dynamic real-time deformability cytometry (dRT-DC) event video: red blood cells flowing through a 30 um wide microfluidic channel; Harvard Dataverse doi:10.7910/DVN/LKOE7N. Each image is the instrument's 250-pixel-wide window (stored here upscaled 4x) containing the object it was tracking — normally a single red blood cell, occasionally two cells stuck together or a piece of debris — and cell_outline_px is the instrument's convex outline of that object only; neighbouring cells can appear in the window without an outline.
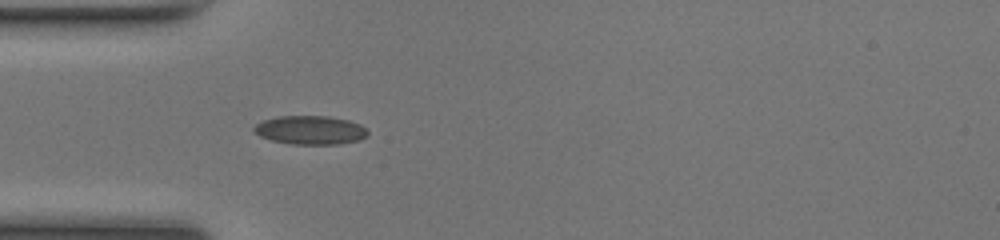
{"species": "common noctule bat (a hibernating species)", "species_latin": "Nyctalus noctula", "temperature_condition": "room temperature", "stored_images_in_passage": 35, "camera_frame_rate_fps": 3000, "um_per_image_px": 0.085, "animal": {"sex": "female", "body_mass_g": 17.0, "forearm_length_mm": 48.0}, "frame": {"image": 1, "passage_image": 1, "time_ms": 0.0, "image_size_px": [1000, 240], "cell_outline_px": [[368, 136], [360, 140], [340, 144], [292, 144], [272, 140], [260, 136], [252, 128], [256, 124], [264, 120], [276, 116], [328, 116], [348, 120], [360, 124], [368, 132]], "centroid_in_image_um": [26.39, 11.05], "position_along_channel_um": 58.6, "area_um2": 19.02}}
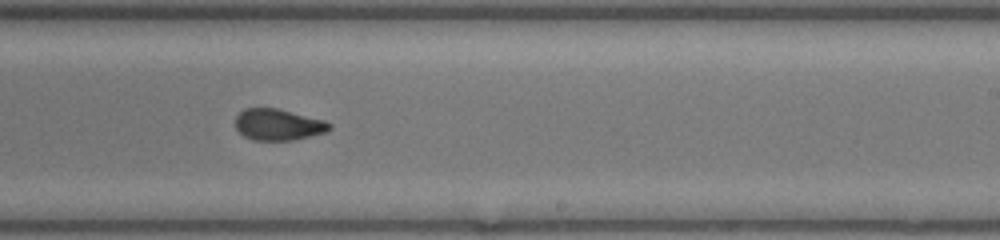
{"frame": {"image": 2, "passage_image": 16, "time_ms": 5.0, "image_size_px": [1000, 240], "cell_outline_px": [[332, 128], [324, 132], [292, 140], [252, 140], [244, 136], [236, 128], [236, 116], [244, 108], [276, 108], [324, 120], [332, 124]], "centroid_in_image_um": [23.62, 10.59], "position_along_channel_um": 265.4, "area_um2": 16.99}}
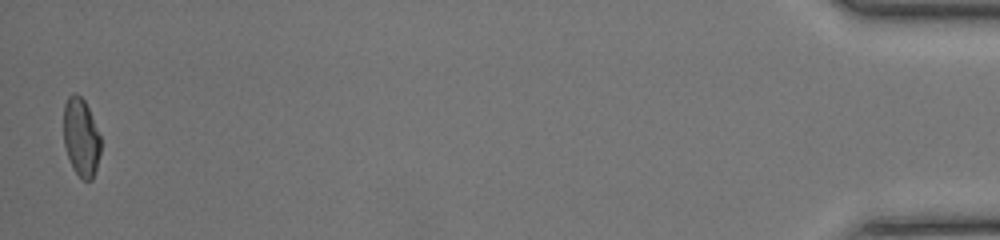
{"frame": {"image": 3, "passage_image": 35, "time_ms": 11.333, "image_size_px": [1000, 240], "cell_outline_px": [[100, 152], [96, 168], [92, 180], [84, 180], [72, 168], [64, 144], [64, 104], [68, 96], [72, 92], [76, 92], [84, 100], [88, 108], [100, 136]], "centroid_in_image_um": [6.88, 11.65], "position_along_channel_um": 428.3, "area_um2": 16.76}, "authors_computed_cell_mechanics": {"area_um2": 17.7446, "velocity_mm_per_s": 4.1777, "shape_relaxation_time_tau1_ms": 4.9301, "shape_relaxation_time_tau2_ms": 1.2413, "deformation_change_tau1": 0.1816, "deformation_change_tau2": 0.0718}}